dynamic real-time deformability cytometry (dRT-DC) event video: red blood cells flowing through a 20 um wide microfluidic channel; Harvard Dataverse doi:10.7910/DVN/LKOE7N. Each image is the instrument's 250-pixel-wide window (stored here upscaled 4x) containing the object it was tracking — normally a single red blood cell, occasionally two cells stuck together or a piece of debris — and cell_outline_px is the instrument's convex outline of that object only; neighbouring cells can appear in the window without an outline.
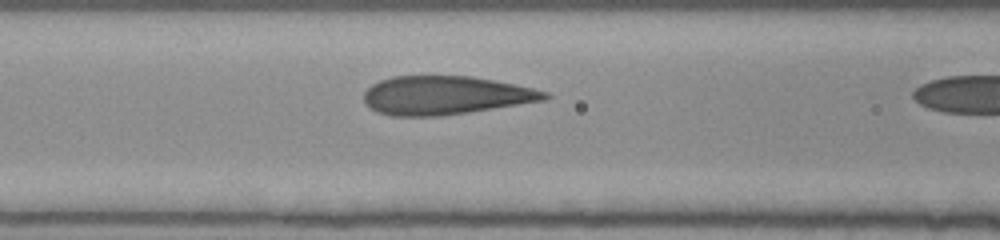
{"species": "human", "species_latin": "Homo sapiens", "temperature_condition": "room temperature", "stored_images_in_passage": 11, "camera_frame_rate_fps": 3000, "um_per_image_px": 0.085, "donor": {"sex": "female"}, "frame": {"image": 1, "passage_image": 10, "time_ms": 3.0, "image_size_px": [1000, 240], "cell_outline_px": [[552, 96], [544, 100], [468, 112], [440, 116], [392, 116], [376, 112], [368, 108], [364, 104], [364, 92], [372, 84], [380, 80], [392, 76], [472, 76], [532, 88], [548, 92]], "centroid_in_image_um": [37.79, 8.11], "position_along_channel_um": 128.8, "area_um2": 40.58}}